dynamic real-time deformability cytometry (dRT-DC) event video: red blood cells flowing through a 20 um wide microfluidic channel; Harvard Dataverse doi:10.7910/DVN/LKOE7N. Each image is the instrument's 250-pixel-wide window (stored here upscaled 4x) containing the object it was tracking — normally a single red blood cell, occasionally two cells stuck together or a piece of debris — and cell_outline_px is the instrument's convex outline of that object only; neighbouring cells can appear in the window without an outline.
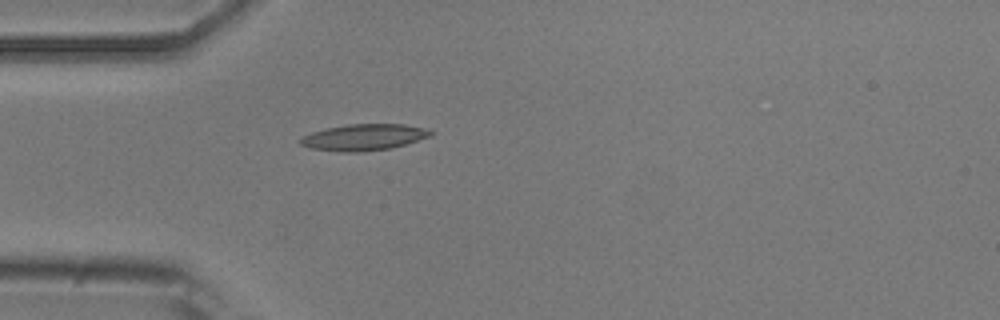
{"species": "common noctule bat (a hibernating species)", "species_latin": "Nyctalus noctula", "temperature_condition": "room temperature", "stored_images_in_passage": 4, "camera_frame_rate_fps": 3000, "um_per_image_px": 0.085, "animal": {"sex": "male", "body_mass_g": 20.5, "forearm_length_mm": 52.5}, "frame": {"image": 1, "passage_image": 4, "time_ms": 4.333, "image_size_px": [1000, 320], "cell_outline_px": [[436, 132], [432, 136], [404, 144], [388, 148], [360, 152], [344, 152], [308, 148], [300, 144], [300, 136], [312, 132], [328, 128], [348, 124], [404, 124], [424, 128]], "centroid_in_image_um": [30.91, 11.66], "position_along_channel_um": 54.1, "area_um2": 19.94}}